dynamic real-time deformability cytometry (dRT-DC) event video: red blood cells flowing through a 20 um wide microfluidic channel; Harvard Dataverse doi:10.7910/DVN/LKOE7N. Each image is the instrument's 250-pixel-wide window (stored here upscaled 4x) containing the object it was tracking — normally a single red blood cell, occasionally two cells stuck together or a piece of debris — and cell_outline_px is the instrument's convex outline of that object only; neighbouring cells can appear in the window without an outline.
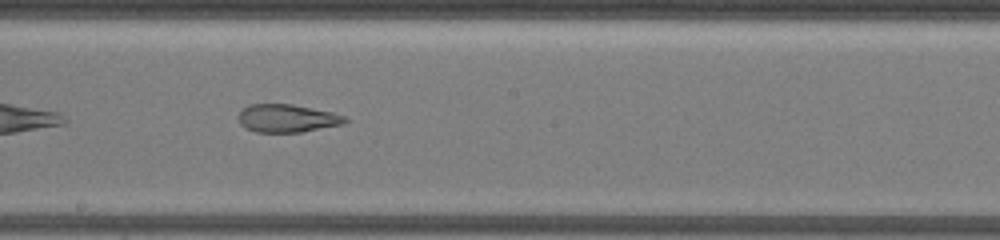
{"species": "common noctule bat (a hibernating species)", "species_latin": "Nyctalus noctula", "temperature_condition": "warm", "stored_images_in_passage": 32, "camera_frame_rate_fps": 3000, "um_per_image_px": 0.085, "animal": {"sex": "female", "body_mass_g": 19.5, "forearm_length_mm": 54.1}, "frame": {"image": 1, "passage_image": 14, "time_ms": 4.333, "image_size_px": [1000, 240], "cell_outline_px": [[348, 120], [344, 124], [300, 132], [256, 132], [240, 124], [240, 112], [248, 104], [292, 104], [332, 112], [344, 116]], "centroid_in_image_um": [24.43, 10.05], "position_along_channel_um": 223.8, "area_um2": 17.17}}